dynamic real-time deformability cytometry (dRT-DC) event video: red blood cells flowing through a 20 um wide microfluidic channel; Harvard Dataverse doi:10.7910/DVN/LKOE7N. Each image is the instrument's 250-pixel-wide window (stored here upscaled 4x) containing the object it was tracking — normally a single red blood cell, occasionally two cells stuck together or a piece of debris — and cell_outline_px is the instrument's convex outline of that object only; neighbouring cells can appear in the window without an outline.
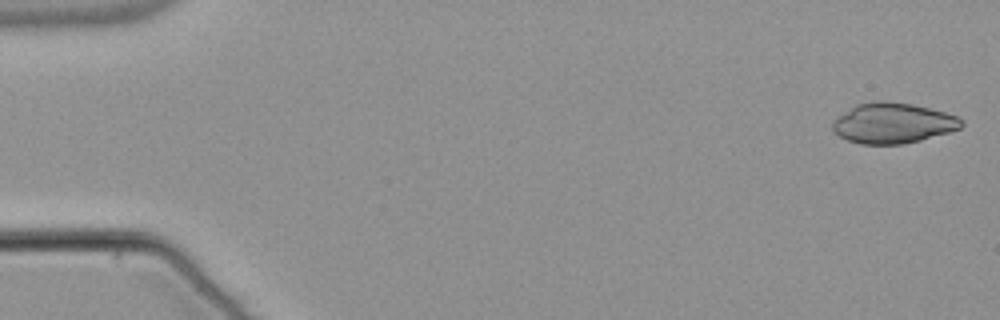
{"species": "common noctule bat (a hibernating species)", "species_latin": "Nyctalus noctula", "temperature_condition": "warm", "stored_images_in_passage": 52, "camera_frame_rate_fps": 3000, "um_per_image_px": 0.085, "animal": {"sex": "male", "body_mass_g": 21.5, "forearm_length_mm": 52.0}, "frame": {"image": 1, "passage_image": 1, "time_ms": 0.0, "image_size_px": [1000, 320], "cell_outline_px": [[964, 124], [960, 128], [948, 132], [920, 140], [900, 144], [860, 144], [848, 140], [840, 136], [832, 128], [832, 124], [840, 116], [856, 104], [876, 100], [884, 100], [912, 104], [944, 112], [956, 116], [964, 120]], "centroid_in_image_um": [75.91, 10.46], "position_along_channel_um": 9.1, "area_um2": 30.0}}